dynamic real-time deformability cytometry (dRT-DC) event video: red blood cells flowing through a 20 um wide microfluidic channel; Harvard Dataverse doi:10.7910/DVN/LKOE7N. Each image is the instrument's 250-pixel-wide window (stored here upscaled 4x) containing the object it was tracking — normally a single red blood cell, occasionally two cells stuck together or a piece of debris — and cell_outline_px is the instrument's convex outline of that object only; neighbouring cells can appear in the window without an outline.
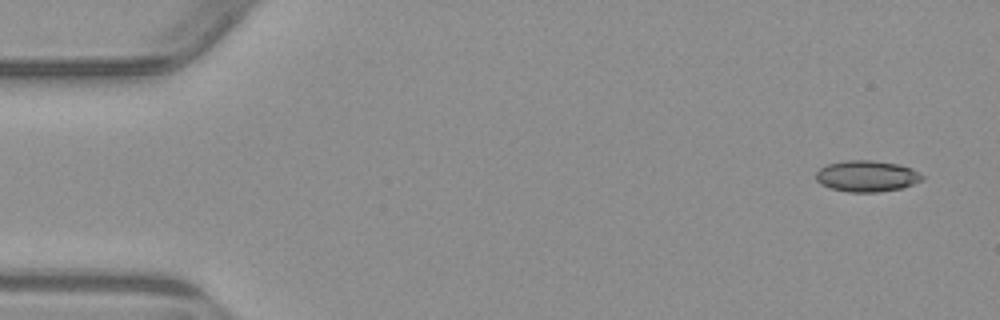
{"species": "common noctule bat (a hibernating species)", "species_latin": "Nyctalus noctula", "temperature_condition": "warm", "stored_images_in_passage": 4, "camera_frame_rate_fps": 3000, "um_per_image_px": 0.085, "animal": {"sex": "male", "body_mass_g": 23.1, "forearm_length_mm": 52.7}, "frame": {"image": 1, "passage_image": 1, "time_ms": 0.0, "image_size_px": [1000, 320], "cell_outline_px": [[924, 180], [904, 188], [876, 192], [848, 192], [832, 188], [820, 184], [816, 180], [816, 172], [820, 168], [828, 164], [844, 160], [872, 160], [900, 164], [912, 168], [924, 176]], "centroid_in_image_um": [73.71, 14.97], "position_along_channel_um": 11.3, "area_um2": 19.54}}